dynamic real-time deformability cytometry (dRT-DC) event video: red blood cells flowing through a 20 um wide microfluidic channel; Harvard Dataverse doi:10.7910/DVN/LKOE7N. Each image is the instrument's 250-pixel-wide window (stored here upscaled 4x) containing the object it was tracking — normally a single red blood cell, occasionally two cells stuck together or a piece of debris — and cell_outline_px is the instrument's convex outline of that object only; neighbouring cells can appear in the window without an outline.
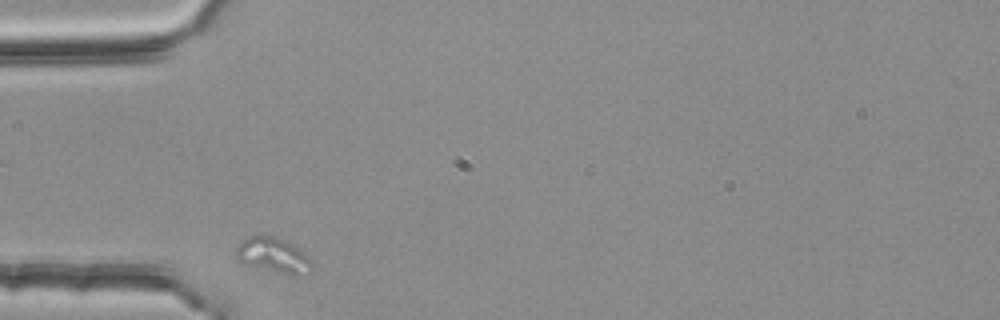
{"species": "common noctule bat (a hibernating species)", "species_latin": "Nyctalus noctula", "temperature_condition": "room temperature", "stored_images_in_passage": 14, "camera_frame_rate_fps": 3000, "um_per_image_px": 0.085, "animal": {"sex": "female", "body_mass_g": 25.1}, "frame": {"image": 1, "passage_image": 1, "time_ms": 0.0, "image_size_px": [1000, 320], "cell_outline_px": [[312, 264], [300, 276], [296, 276], [244, 264], [236, 260], [236, 248], [248, 236], [264, 232], [284, 240], [300, 248]], "centroid_in_image_um": [23.16, 21.64], "position_along_channel_um": 61.8, "area_um2": 15.43}}